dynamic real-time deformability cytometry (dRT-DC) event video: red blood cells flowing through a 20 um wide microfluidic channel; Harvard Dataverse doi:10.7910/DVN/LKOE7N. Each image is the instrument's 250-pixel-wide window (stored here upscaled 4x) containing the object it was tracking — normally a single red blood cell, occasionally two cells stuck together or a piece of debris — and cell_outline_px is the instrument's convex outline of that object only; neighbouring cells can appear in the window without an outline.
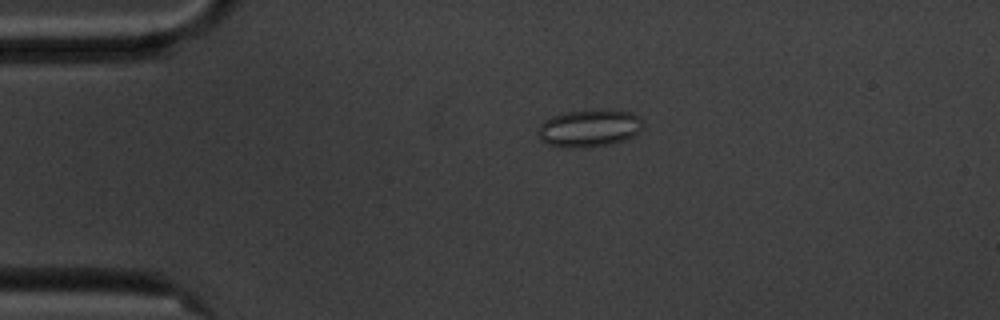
{"species": "common noctule bat (a hibernating species)", "species_latin": "Nyctalus noctula", "temperature_condition": "cold", "stored_images_in_passage": 51, "camera_frame_rate_fps": 3000, "um_per_image_px": 0.085, "animal": {"sex": "male", "body_mass_g": 20.1, "forearm_length_mm": 53.5}, "frame": {"image": 1, "passage_image": 7, "time_ms": 2.0, "image_size_px": [1000, 320], "cell_outline_px": [[644, 128], [640, 132], [624, 140], [608, 144], [584, 148], [560, 148], [548, 144], [540, 140], [536, 132], [540, 124], [544, 120], [552, 116], [564, 112], [632, 112], [640, 116], [644, 120]], "centroid_in_image_um": [50.06, 10.94], "position_along_channel_um": 34.9, "area_um2": 22.72}}
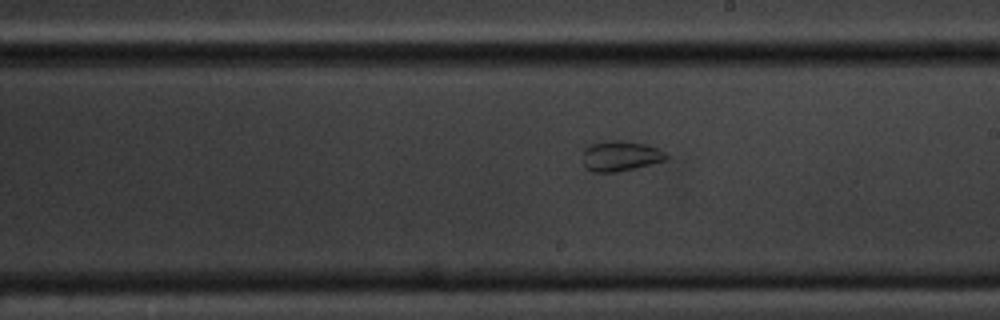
{"frame": {"image": 2, "passage_image": 27, "time_ms": 8.667, "image_size_px": [1000, 320], "cell_outline_px": [[668, 156], [664, 160], [616, 172], [592, 172], [584, 164], [584, 148], [588, 144], [608, 140], [620, 140], [648, 144], [664, 152]], "centroid_in_image_um": [52.7, 13.23], "position_along_channel_um": 236.3, "area_um2": 14.51}}
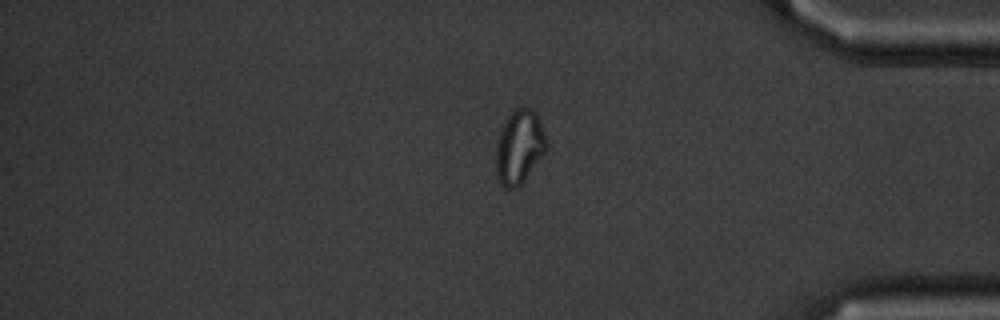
{"frame": {"image": 3, "passage_image": 42, "time_ms": 13.667, "image_size_px": [1000, 320], "cell_outline_px": [[548, 148], [524, 180], [516, 188], [504, 188], [500, 184], [496, 176], [496, 144], [500, 128], [508, 116], [516, 108], [532, 108], [536, 112], [540, 120], [548, 140]], "centroid_in_image_um": [44.14, 12.48], "position_along_channel_um": 391.1, "area_um2": 21.96}}